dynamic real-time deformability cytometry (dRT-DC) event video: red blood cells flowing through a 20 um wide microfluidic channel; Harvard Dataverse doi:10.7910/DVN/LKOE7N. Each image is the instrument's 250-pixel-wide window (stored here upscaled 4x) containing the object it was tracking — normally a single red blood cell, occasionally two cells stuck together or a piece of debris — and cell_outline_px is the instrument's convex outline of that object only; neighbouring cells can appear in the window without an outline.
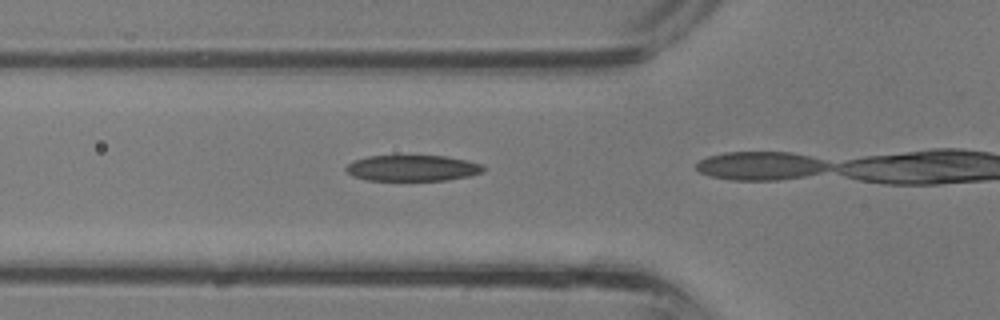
{"species": "common noctule bat (a hibernating species)", "species_latin": "Nyctalus noctula", "temperature_condition": "room temperature", "stored_images_in_passage": 8, "camera_frame_rate_fps": 3000, "um_per_image_px": 0.085, "animal": {"sex": "male", "body_mass_g": 13.3}, "frame": {"image": 1, "passage_image": 7, "time_ms": 2.0, "image_size_px": [1000, 320], "cell_outline_px": [[484, 172], [468, 176], [448, 180], [368, 180], [352, 176], [344, 168], [348, 164], [356, 160], [368, 156], [444, 156], [468, 160], [480, 164], [484, 168]], "centroid_in_image_um": [35.07, 14.29], "position_along_channel_um": 90.7, "area_um2": 20.63}}